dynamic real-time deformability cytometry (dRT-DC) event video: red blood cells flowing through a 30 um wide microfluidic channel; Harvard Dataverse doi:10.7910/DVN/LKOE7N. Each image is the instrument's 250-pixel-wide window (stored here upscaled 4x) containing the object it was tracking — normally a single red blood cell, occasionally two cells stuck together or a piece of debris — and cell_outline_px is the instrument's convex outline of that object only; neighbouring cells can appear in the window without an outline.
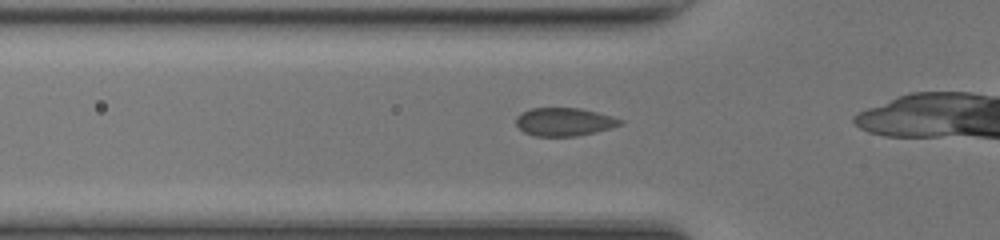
{"species": "common noctule bat (a hibernating species)", "species_latin": "Nyctalus noctula", "temperature_condition": "room temperature", "stored_images_in_passage": 10, "camera_frame_rate_fps": 3000, "um_per_image_px": 0.085, "animal": {"sex": "female", "body_mass_g": 17.0, "forearm_length_mm": 48.0}, "frame": {"image": 1, "passage_image": 5, "time_ms": 1.333, "image_size_px": [1000, 240], "cell_outline_px": [[624, 124], [612, 128], [596, 132], [576, 136], [536, 136], [524, 132], [516, 124], [516, 116], [520, 112], [532, 108], [580, 108], [612, 116], [624, 120]], "centroid_in_image_um": [47.98, 10.35], "position_along_channel_um": 77.8, "area_um2": 17.22}}
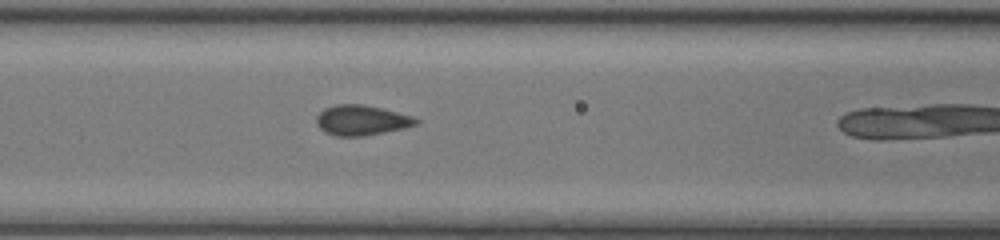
{"frame": {"image": 2, "passage_image": 9, "time_ms": 2.667, "image_size_px": [1000, 240], "cell_outline_px": [[420, 124], [404, 128], [364, 136], [336, 136], [324, 132], [316, 124], [316, 116], [324, 108], [336, 104], [364, 104], [412, 116], [420, 120]], "centroid_in_image_um": [30.72, 10.22], "position_along_channel_um": 135.9, "area_um2": 17.57}}